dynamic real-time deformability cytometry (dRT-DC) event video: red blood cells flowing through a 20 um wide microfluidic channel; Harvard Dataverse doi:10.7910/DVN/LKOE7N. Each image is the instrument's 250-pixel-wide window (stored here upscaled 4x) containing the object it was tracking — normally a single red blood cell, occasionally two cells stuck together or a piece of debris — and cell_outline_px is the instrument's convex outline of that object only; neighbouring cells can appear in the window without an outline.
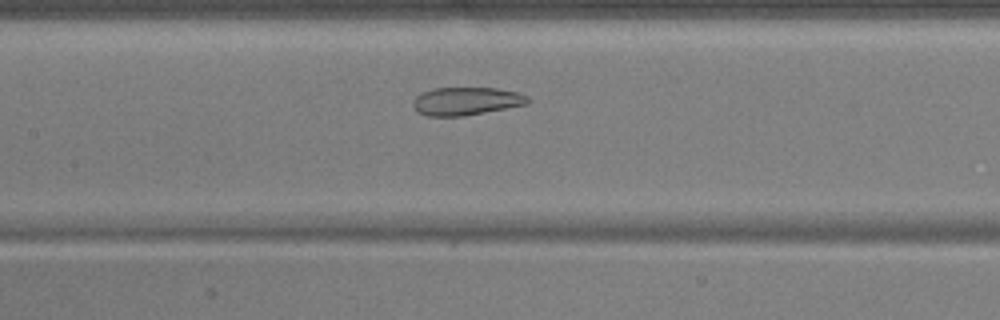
{"species": "common noctule bat (a hibernating species)", "species_latin": "Nyctalus noctula", "temperature_condition": "warm", "stored_images_in_passage": 45, "camera_frame_rate_fps": 3000, "um_per_image_px": 0.085, "animal": {"sex": "male", "body_mass_g": 17.9, "forearm_length_mm": 54.2}, "frame": {"image": 1, "passage_image": 17, "time_ms": 5.333, "image_size_px": [1000, 320], "cell_outline_px": [[532, 100], [528, 104], [464, 116], [428, 116], [416, 112], [412, 104], [412, 100], [420, 92], [432, 88], [496, 88], [516, 92], [528, 96]], "centroid_in_image_um": [39.6, 8.6], "position_along_channel_um": 167.8, "area_um2": 18.96}}
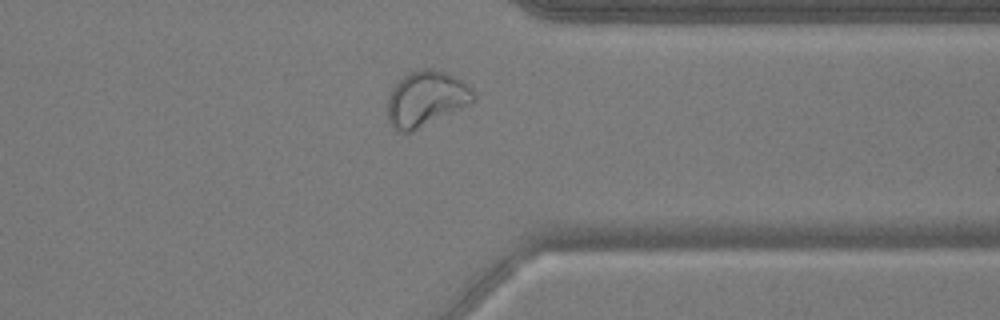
{"frame": {"image": 2, "passage_image": 34, "time_ms": 11.0, "image_size_px": [1000, 320], "cell_outline_px": [[476, 96], [472, 104], [412, 132], [396, 132], [388, 120], [388, 96], [392, 88], [408, 72], [424, 68], [432, 68], [456, 76], [464, 80], [472, 88]], "centroid_in_image_um": [36.25, 8.4], "position_along_channel_um": 375.2, "area_um2": 28.15}}
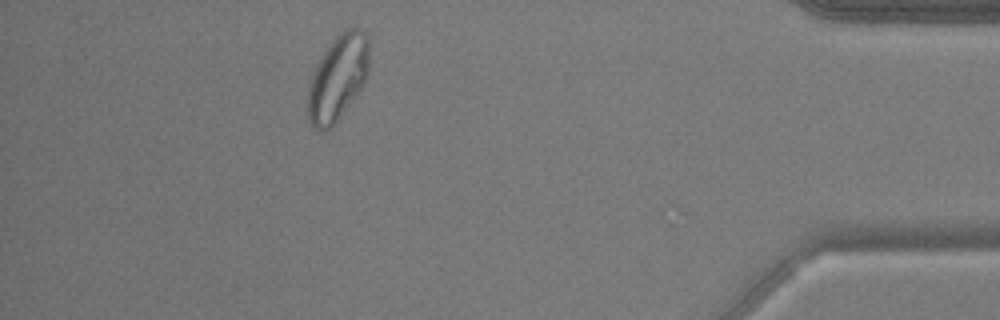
{"frame": {"image": 3, "passage_image": 40, "time_ms": 13.0, "image_size_px": [1000, 320], "cell_outline_px": [[368, 72], [360, 88], [332, 128], [324, 132], [320, 132], [312, 128], [308, 120], [304, 100], [312, 72], [316, 64], [332, 40], [344, 28], [356, 28], [364, 32], [368, 36]], "centroid_in_image_um": [28.63, 6.67], "position_along_channel_um": 406.6, "area_um2": 31.04}, "authors_computed_cell_mechanics": {"area_um2": 24.565, "velocity_mm_per_s": 3.7043, "shape_relaxation_time_tau1_ms": null, "shape_relaxation_time_tau2_ms": 0.9876, "deformation_change_tau1": null, "deformation_change_tau2": 0.07}}